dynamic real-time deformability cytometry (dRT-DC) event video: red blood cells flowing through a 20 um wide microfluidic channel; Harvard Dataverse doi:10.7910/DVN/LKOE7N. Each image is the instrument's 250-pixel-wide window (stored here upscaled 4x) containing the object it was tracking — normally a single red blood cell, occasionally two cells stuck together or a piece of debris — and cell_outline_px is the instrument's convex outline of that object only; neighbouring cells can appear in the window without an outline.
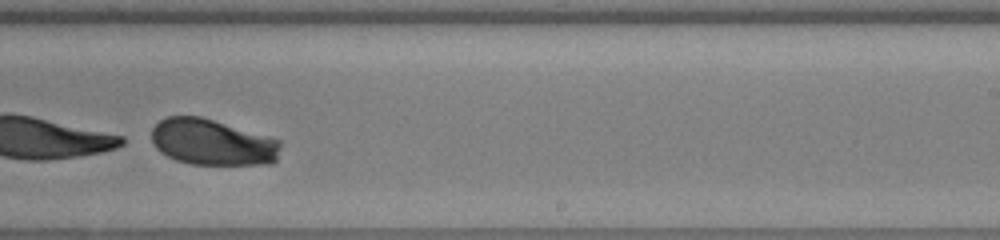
{"species": "human", "species_latin": "Homo sapiens", "temperature_condition": "warm", "stored_images_in_passage": 28, "camera_frame_rate_fps": 3000, "um_per_image_px": 0.085, "donor": {"sex": "male"}, "frame": {"image": 1, "passage_image": 17, "time_ms": 5.333, "image_size_px": [1000, 240], "cell_outline_px": [[280, 148], [276, 160], [272, 164], [192, 164], [176, 160], [160, 152], [152, 144], [152, 128], [160, 120], [168, 116], [200, 116], [268, 136], [280, 140]], "centroid_in_image_um": [18.03, 12.09], "position_along_channel_um": 271.0, "area_um2": 34.56}}
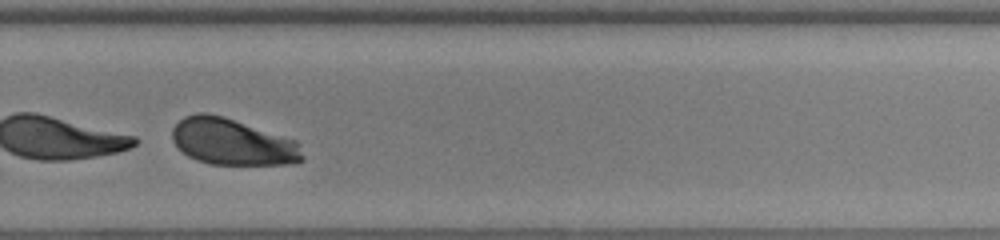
{"frame": {"image": 2, "passage_image": 20, "time_ms": 6.333, "image_size_px": [1000, 240], "cell_outline_px": [[304, 160], [296, 164], [208, 164], [196, 160], [188, 156], [172, 140], [172, 128], [184, 116], [200, 112], [208, 112], [224, 116], [296, 140], [300, 144], [304, 156]], "centroid_in_image_um": [19.78, 12.06], "position_along_channel_um": 310.0, "area_um2": 35.49}}